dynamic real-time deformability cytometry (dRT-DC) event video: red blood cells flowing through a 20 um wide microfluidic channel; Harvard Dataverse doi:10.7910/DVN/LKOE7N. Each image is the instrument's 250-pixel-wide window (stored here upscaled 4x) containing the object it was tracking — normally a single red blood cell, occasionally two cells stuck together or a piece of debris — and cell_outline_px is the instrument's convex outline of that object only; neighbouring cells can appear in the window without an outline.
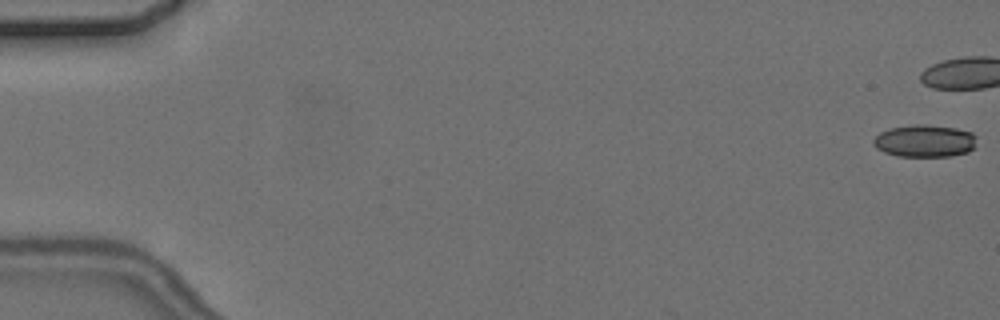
{"species": "common noctule bat (a hibernating species)", "species_latin": "Nyctalus noctula", "temperature_condition": "cold", "stored_images_in_passage": 15, "camera_frame_rate_fps": 3000, "um_per_image_px": 0.085, "animal": {"sex": "female", "body_mass_g": 24.6, "forearm_length_mm": 56.2}, "frame": {"image": 1, "passage_image": 1, "time_ms": 0.0, "image_size_px": [1000, 320], "cell_outline_px": [[976, 136], [972, 148], [968, 152], [952, 156], [900, 156], [884, 152], [876, 148], [872, 144], [872, 140], [880, 132], [888, 128], [912, 124], [924, 124], [956, 128], [972, 132]], "centroid_in_image_um": [78.56, 11.97], "position_along_channel_um": 6.4, "area_um2": 19.54}}
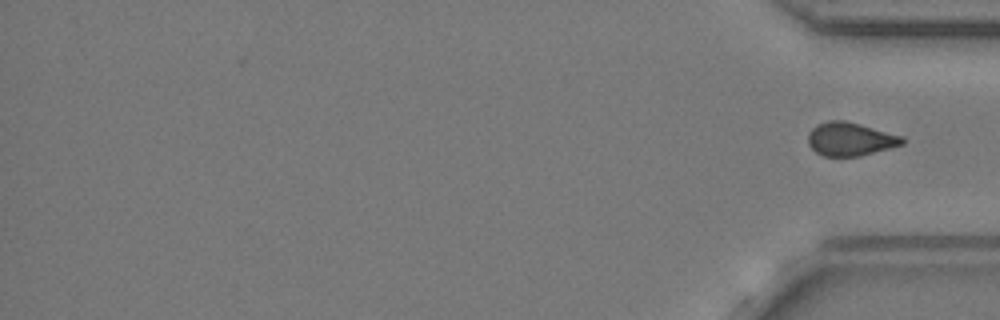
{"frame": {"image": 2, "passage_image": 15, "time_ms": 20.667, "image_size_px": [1000, 320], "cell_outline_px": [[904, 144], [860, 156], [824, 156], [816, 152], [808, 144], [808, 132], [816, 124], [828, 120], [844, 120], [860, 124], [904, 136]], "centroid_in_image_um": [72.26, 11.81], "position_along_channel_um": 362.9, "area_um2": 18.44}}